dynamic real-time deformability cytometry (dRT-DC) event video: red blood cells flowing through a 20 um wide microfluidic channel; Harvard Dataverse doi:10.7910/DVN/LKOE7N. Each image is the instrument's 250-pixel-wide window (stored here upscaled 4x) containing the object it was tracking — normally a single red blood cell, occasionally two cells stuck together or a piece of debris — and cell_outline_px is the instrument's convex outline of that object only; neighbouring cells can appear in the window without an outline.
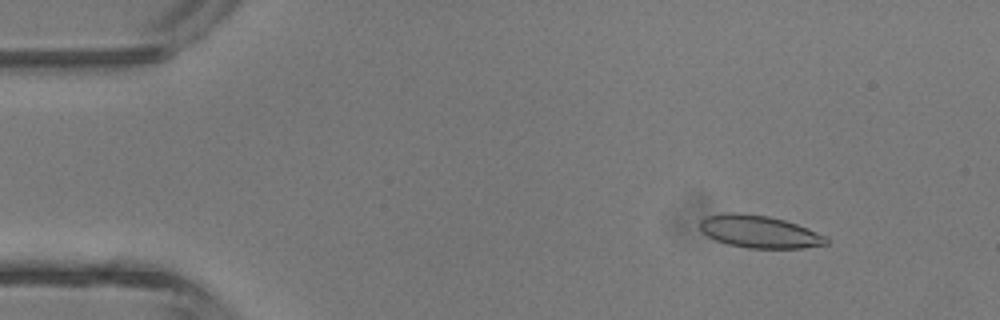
{"species": "common noctule bat (a hibernating species)", "species_latin": "Nyctalus noctula", "temperature_condition": "room temperature", "stored_images_in_passage": 3, "camera_frame_rate_fps": 3000, "um_per_image_px": 0.085, "animal": {"sex": "male", "body_mass_g": 13.3}, "frame": {"image": 1, "passage_image": 2, "time_ms": 1.333, "image_size_px": [1000, 320], "cell_outline_px": [[828, 244], [804, 248], [748, 248], [728, 244], [716, 240], [708, 236], [700, 228], [700, 220], [704, 216], [732, 212], [736, 212], [768, 216], [784, 220], [796, 224], [828, 236]], "centroid_in_image_um": [64.56, 19.69], "position_along_channel_um": 20.4, "area_um2": 23.87}}